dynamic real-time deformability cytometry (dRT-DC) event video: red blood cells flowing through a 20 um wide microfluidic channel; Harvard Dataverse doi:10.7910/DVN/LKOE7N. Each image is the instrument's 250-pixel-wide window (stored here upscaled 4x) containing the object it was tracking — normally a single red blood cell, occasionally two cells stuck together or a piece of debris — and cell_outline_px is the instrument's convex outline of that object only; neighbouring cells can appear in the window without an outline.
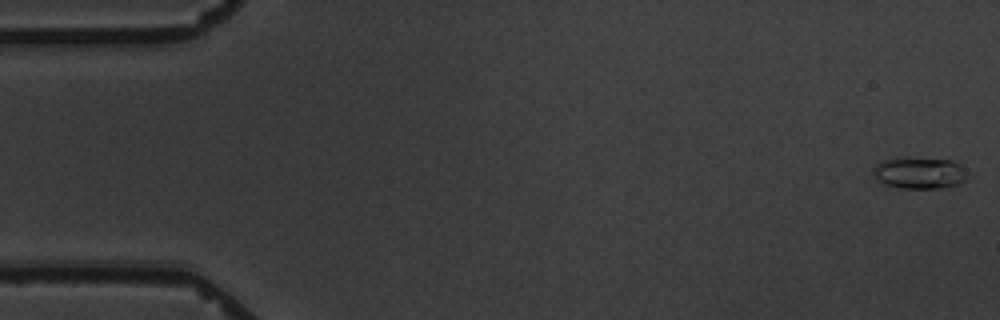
{"species": "common noctule bat (a hibernating species)", "species_latin": "Nyctalus noctula", "temperature_condition": "warm", "stored_images_in_passage": 8, "camera_frame_rate_fps": 3000, "um_per_image_px": 0.085, "animal": {"sex": "male", "body_mass_g": 19.5, "forearm_length_mm": 54.6}, "frame": {"image": 1, "passage_image": 1, "time_ms": 0.0, "image_size_px": [1000, 320], "cell_outline_px": [[968, 176], [964, 180], [956, 184], [944, 188], [904, 188], [884, 184], [876, 180], [872, 172], [876, 164], [884, 160], [952, 160], [960, 164], [964, 168]], "centroid_in_image_um": [78.17, 14.74], "position_along_channel_um": 6.8, "area_um2": 16.65}}
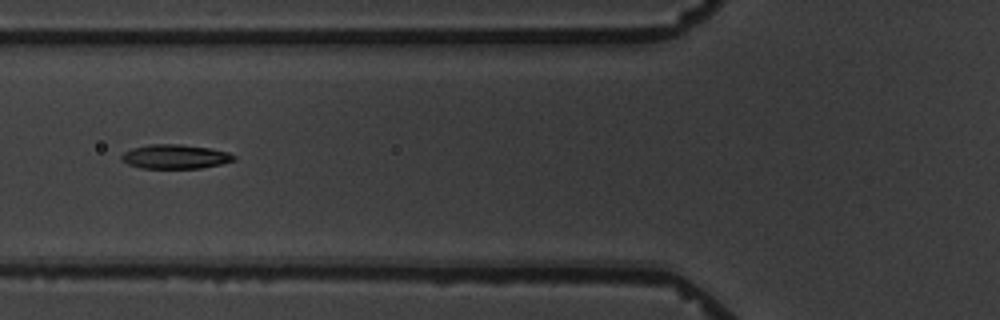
{"frame": {"image": 2, "passage_image": 7, "time_ms": 7.0, "image_size_px": [1000, 320], "cell_outline_px": [[236, 160], [220, 164], [200, 168], [140, 168], [128, 164], [120, 160], [120, 156], [124, 152], [132, 148], [148, 144], [180, 144], [208, 148], [228, 152], [236, 156]], "centroid_in_image_um": [14.86, 13.31], "position_along_channel_um": 110.9, "area_um2": 15.9}}
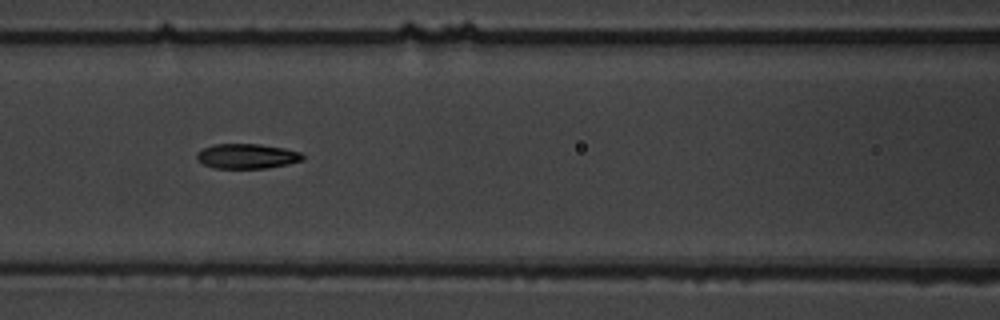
{"frame": {"image": 3, "passage_image": 8, "time_ms": 8.0, "image_size_px": [1000, 320], "cell_outline_px": [[304, 160], [288, 164], [268, 168], [216, 168], [204, 164], [196, 160], [196, 152], [212, 144], [260, 144], [284, 148], [300, 152], [304, 156]], "centroid_in_image_um": [20.98, 13.27], "position_along_channel_um": 145.6, "area_um2": 15.43}}